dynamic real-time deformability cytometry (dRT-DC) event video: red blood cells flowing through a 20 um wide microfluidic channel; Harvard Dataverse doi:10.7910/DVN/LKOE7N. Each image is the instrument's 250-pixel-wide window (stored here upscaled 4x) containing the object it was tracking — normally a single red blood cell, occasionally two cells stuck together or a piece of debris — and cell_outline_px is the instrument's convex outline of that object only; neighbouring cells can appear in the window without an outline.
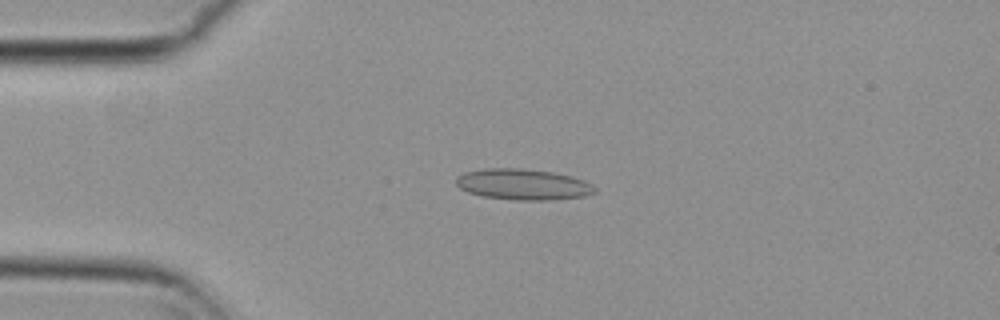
{"species": "common noctule bat (a hibernating species)", "species_latin": "Nyctalus noctula", "temperature_condition": "cold", "stored_images_in_passage": 54, "camera_frame_rate_fps": 3000, "um_per_image_px": 0.085, "animal": {"sex": "female", "body_mass_g": 29.2, "forearm_length_mm": 56.3}, "frame": {"image": 1, "passage_image": 13, "time_ms": 4.0, "image_size_px": [1000, 320], "cell_outline_px": [[596, 192], [584, 196], [548, 200], [516, 200], [484, 196], [468, 192], [460, 188], [456, 184], [456, 176], [464, 172], [484, 168], [524, 168], [552, 172], [572, 176], [584, 180], [592, 184], [596, 188]], "centroid_in_image_um": [44.45, 15.66], "position_along_channel_um": 40.5, "area_um2": 25.09}}
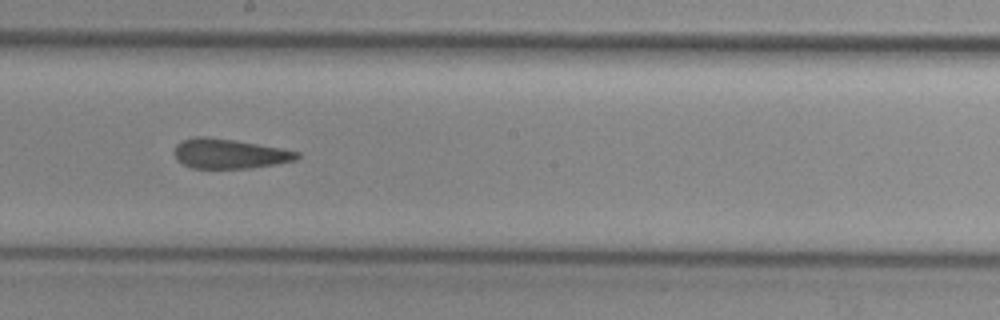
{"frame": {"image": 2, "passage_image": 30, "time_ms": 9.667, "image_size_px": [1000, 320], "cell_outline_px": [[300, 156], [296, 160], [276, 164], [248, 168], [192, 168], [176, 160], [176, 144], [184, 140], [196, 136], [204, 136], [236, 140], [280, 148], [300, 152]], "centroid_in_image_um": [19.52, 13.06], "position_along_channel_um": 228.7, "area_um2": 21.1}}
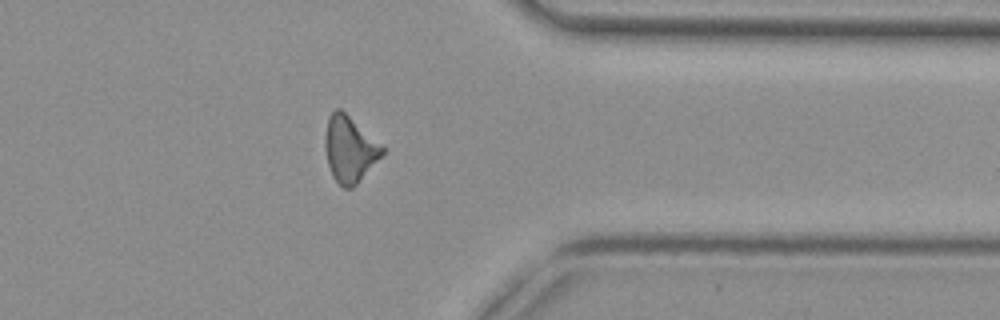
{"frame": {"image": 3, "passage_image": 43, "time_ms": 14.0, "image_size_px": [1000, 320], "cell_outline_px": [[384, 152], [356, 184], [352, 188], [344, 188], [332, 176], [328, 164], [324, 144], [324, 140], [328, 116], [336, 108], [340, 108], [384, 148]], "centroid_in_image_um": [29.67, 12.67], "position_along_channel_um": 381.7, "area_um2": 21.39}, "authors_computed_cell_mechanics": {"area_um2": 22.0507, "velocity_mm_per_s": 3.783, "shape_relaxation_time_tau1_ms": null, "shape_relaxation_time_tau2_ms": 4.0937, "deformation_change_tau1": null, "deformation_change_tau2": 0.1332}}